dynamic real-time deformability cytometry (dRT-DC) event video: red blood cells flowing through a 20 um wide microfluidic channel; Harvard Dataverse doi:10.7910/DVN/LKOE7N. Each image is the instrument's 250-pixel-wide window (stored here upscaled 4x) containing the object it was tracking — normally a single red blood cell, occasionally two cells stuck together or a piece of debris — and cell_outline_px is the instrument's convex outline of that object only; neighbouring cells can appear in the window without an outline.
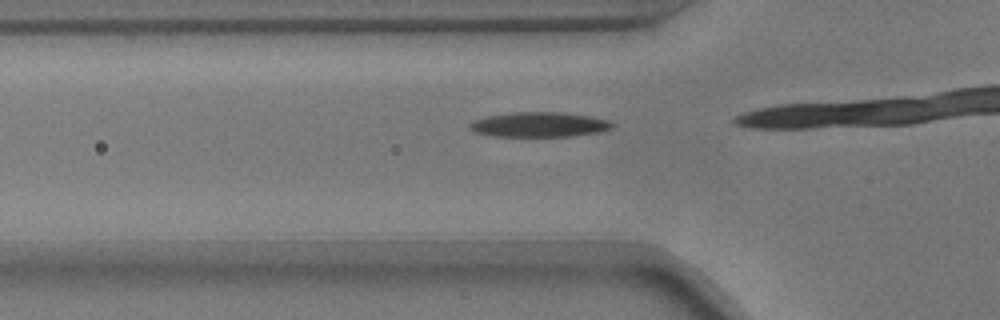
{"species": "common noctule bat (a hibernating species)", "species_latin": "Nyctalus noctula", "temperature_condition": "warm", "stored_images_in_passage": 14, "camera_frame_rate_fps": 3000, "um_per_image_px": 0.085, "animal": {"sex": "male", "body_mass_g": 17.9}, "frame": {"image": 1, "passage_image": 12, "time_ms": 3.667, "image_size_px": [1000, 320], "cell_outline_px": [[616, 124], [612, 128], [600, 132], [572, 136], [488, 136], [472, 132], [468, 128], [468, 124], [472, 120], [488, 116], [512, 112], [564, 112], [592, 116], [612, 120]], "centroid_in_image_um": [45.84, 10.58], "position_along_channel_um": 80.0, "area_um2": 21.15}}